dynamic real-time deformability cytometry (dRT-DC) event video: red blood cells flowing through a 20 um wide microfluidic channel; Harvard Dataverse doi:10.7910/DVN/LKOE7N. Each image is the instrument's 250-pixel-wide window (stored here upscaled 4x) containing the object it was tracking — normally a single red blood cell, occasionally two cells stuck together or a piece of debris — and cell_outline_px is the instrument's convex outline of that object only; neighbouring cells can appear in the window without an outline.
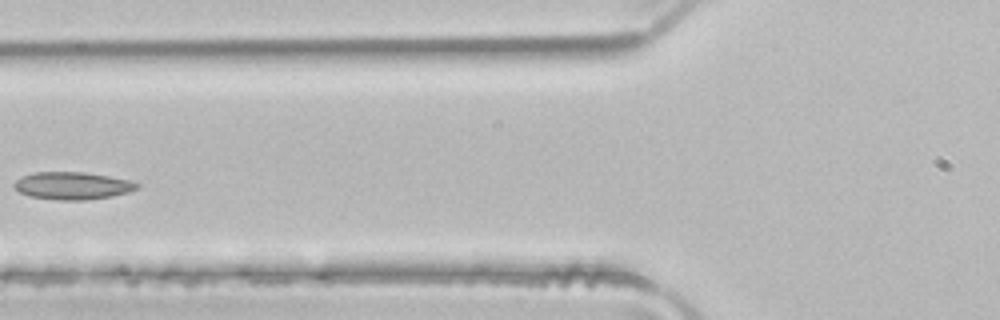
{"species": "common noctule bat (a hibernating species)", "species_latin": "Nyctalus noctula", "temperature_condition": "room temperature", "stored_images_in_passage": 5, "camera_frame_rate_fps": 3000, "um_per_image_px": 0.085, "animal": {"sex": "male", "body_mass_g": 21.5, "forearm_length_mm": 52.0}, "frame": {"image": 1, "passage_image": 5, "time_ms": 1.333, "image_size_px": [1000, 320], "cell_outline_px": [[140, 188], [128, 192], [112, 196], [84, 200], [60, 200], [28, 196], [20, 192], [12, 184], [20, 176], [32, 172], [84, 172], [108, 176], [128, 180], [140, 184]], "centroid_in_image_um": [6.14, 15.78], "position_along_channel_um": 119.7, "area_um2": 19.71}}